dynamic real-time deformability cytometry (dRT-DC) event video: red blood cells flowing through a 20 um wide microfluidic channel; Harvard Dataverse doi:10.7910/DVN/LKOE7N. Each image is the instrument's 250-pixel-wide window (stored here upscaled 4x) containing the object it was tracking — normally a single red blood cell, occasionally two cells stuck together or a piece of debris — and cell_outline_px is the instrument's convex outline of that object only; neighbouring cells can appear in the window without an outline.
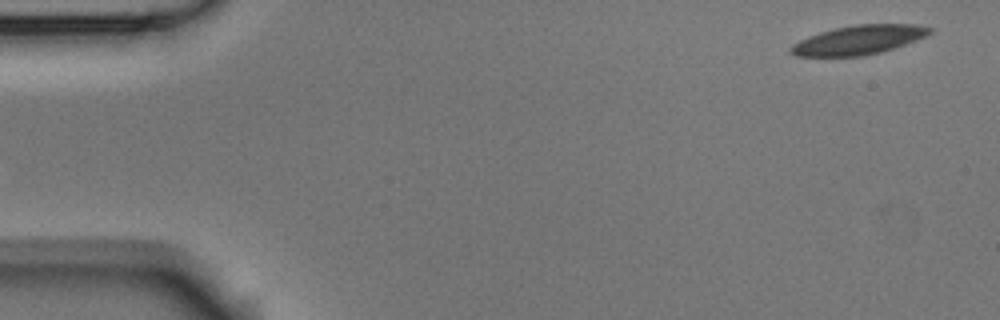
{"species": "Egyptian fruit bat (a non-hibernating species)", "species_latin": "Rousettus aegyptiacus", "temperature_condition": "room temperature", "stored_images_in_passage": 4, "camera_frame_rate_fps": 3000, "um_per_image_px": 0.085, "animal": {"sex": "male"}, "frame": {"image": 1, "passage_image": 1, "time_ms": 0.0, "image_size_px": [1000, 320], "cell_outline_px": [[932, 32], [916, 40], [880, 52], [864, 56], [796, 56], [788, 52], [788, 48], [792, 44], [808, 36], [820, 32], [852, 24], [916, 24], [932, 28]], "centroid_in_image_um": [72.94, 3.39], "position_along_channel_um": 12.1, "area_um2": 23.52}}